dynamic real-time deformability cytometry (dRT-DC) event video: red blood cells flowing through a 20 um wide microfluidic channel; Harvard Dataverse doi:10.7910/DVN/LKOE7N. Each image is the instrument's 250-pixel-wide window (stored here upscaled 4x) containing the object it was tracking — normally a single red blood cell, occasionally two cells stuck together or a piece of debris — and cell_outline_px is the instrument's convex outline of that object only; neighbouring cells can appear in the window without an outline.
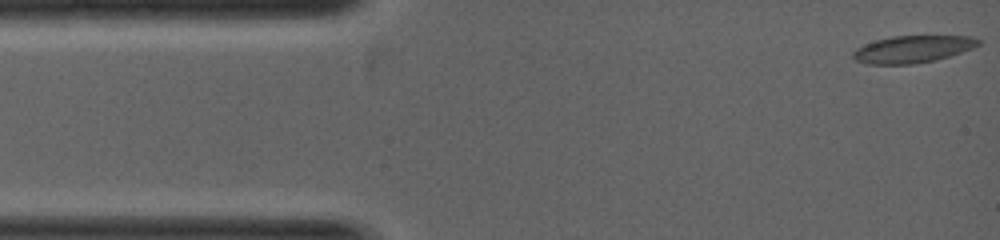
{"species": "common noctule bat (a hibernating species)", "species_latin": "Nyctalus noctula", "temperature_condition": "warm", "stored_images_in_passage": 8, "camera_frame_rate_fps": 5000, "um_per_image_px": 0.085, "animal": {"sex": "female", "body_mass_g": 19.0, "forearm_length_mm": 53.3}, "frame": {"image": 1, "passage_image": 1, "time_ms": 0.0, "image_size_px": [1000, 240], "cell_outline_px": [[980, 44], [972, 48], [948, 56], [932, 60], [912, 64], [868, 64], [856, 60], [852, 56], [852, 52], [856, 48], [864, 44], [876, 40], [892, 36], [972, 36], [980, 40]], "centroid_in_image_um": [77.54, 4.17], "position_along_channel_um": 7.5, "area_um2": 19.59}}
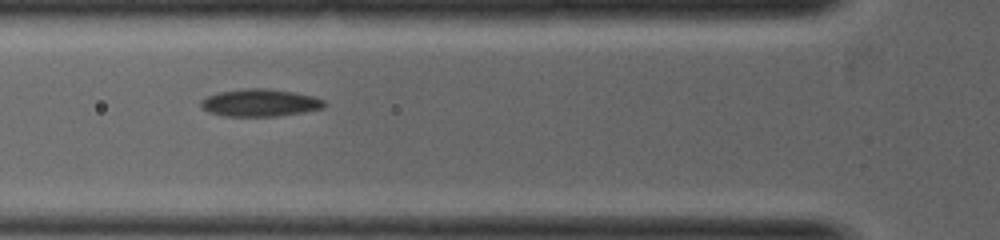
{"frame": {"image": 2, "passage_image": 7, "time_ms": 2.2, "image_size_px": [1000, 240], "cell_outline_px": [[328, 104], [324, 108], [304, 112], [276, 116], [224, 116], [208, 112], [200, 108], [200, 100], [208, 96], [220, 92], [244, 88], [264, 88], [292, 92], [312, 96], [324, 100]], "centroid_in_image_um": [22.09, 8.74], "position_along_channel_um": 103.7, "area_um2": 19.77}}
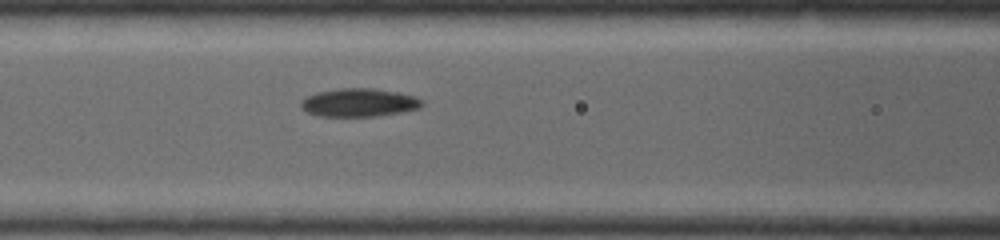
{"frame": {"image": 3, "passage_image": 8, "time_ms": 2.6, "image_size_px": [1000, 240], "cell_outline_px": [[424, 104], [420, 108], [404, 112], [376, 116], [316, 116], [300, 108], [300, 100], [316, 92], [340, 88], [372, 88], [396, 92], [416, 96], [424, 100]], "centroid_in_image_um": [30.53, 8.72], "position_along_channel_um": 136.1, "area_um2": 20.17}}